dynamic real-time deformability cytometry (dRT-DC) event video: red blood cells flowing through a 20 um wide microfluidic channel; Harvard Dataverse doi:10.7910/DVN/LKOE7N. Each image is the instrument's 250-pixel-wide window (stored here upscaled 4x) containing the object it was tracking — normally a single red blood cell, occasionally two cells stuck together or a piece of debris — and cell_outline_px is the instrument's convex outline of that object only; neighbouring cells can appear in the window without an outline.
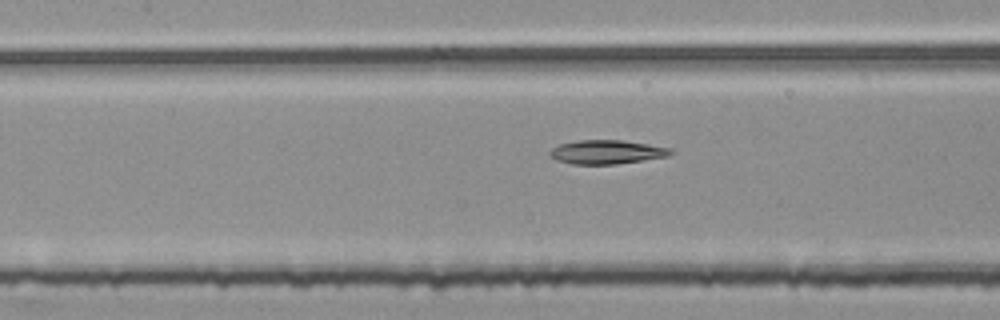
{"species": "common noctule bat (a hibernating species)", "species_latin": "Nyctalus noctula", "temperature_condition": "room temperature", "stored_images_in_passage": 47, "segment_of_instrument_passage": [2, 2], "camera_frame_rate_fps": 3000, "um_per_image_px": 0.085, "animal": {"sex": "female", "body_mass_g": 25.1}, "frame": {"image": 1, "passage_image": 20, "time_ms": 6.333, "image_size_px": [1000, 320], "cell_outline_px": [[676, 152], [668, 156], [616, 164], [572, 164], [556, 160], [548, 156], [548, 152], [552, 148], [560, 144], [580, 140], [620, 140], [648, 144], [672, 148]], "centroid_in_image_um": [51.57, 12.92], "position_along_channel_um": 155.8, "area_um2": 16.88}}
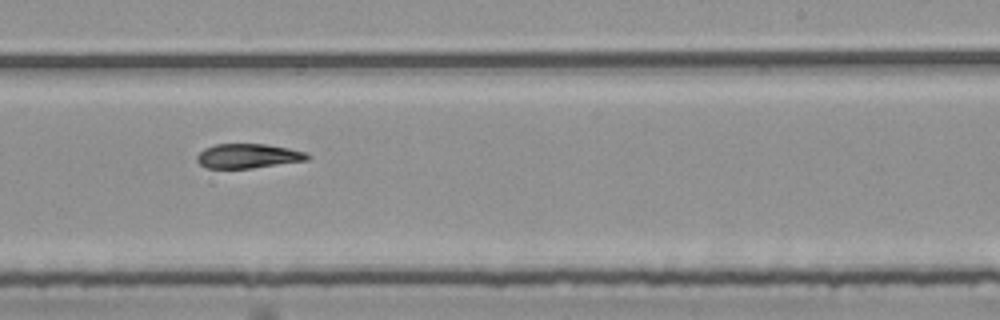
{"frame": {"image": 2, "passage_image": 29, "time_ms": 9.333, "image_size_px": [1000, 320], "cell_outline_px": [[312, 156], [308, 160], [252, 168], [204, 168], [196, 160], [196, 156], [204, 148], [216, 144], [264, 144], [288, 148], [308, 152]], "centroid_in_image_um": [21.1, 13.26], "position_along_channel_um": 267.9, "area_um2": 15.84}}
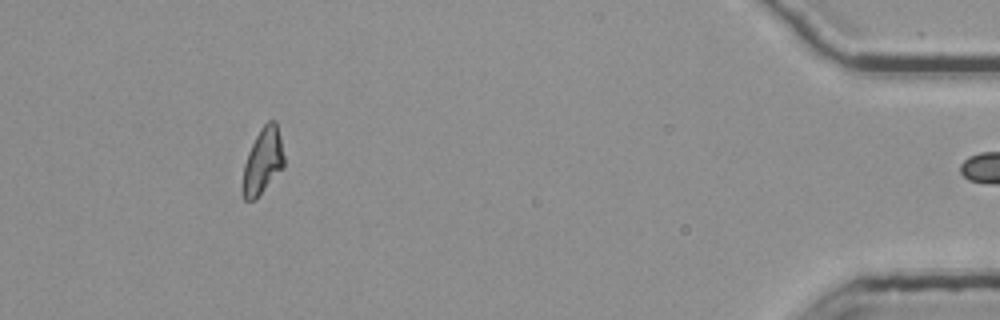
{"frame": {"image": 3, "passage_image": 46, "time_ms": 15.0, "image_size_px": [1000, 320], "cell_outline_px": [[284, 164], [256, 200], [244, 200], [244, 164], [248, 152], [260, 128], [268, 120], [276, 120], [280, 136], [284, 156]], "centroid_in_image_um": [22.35, 13.64], "position_along_channel_um": 412.9, "area_um2": 15.43}}